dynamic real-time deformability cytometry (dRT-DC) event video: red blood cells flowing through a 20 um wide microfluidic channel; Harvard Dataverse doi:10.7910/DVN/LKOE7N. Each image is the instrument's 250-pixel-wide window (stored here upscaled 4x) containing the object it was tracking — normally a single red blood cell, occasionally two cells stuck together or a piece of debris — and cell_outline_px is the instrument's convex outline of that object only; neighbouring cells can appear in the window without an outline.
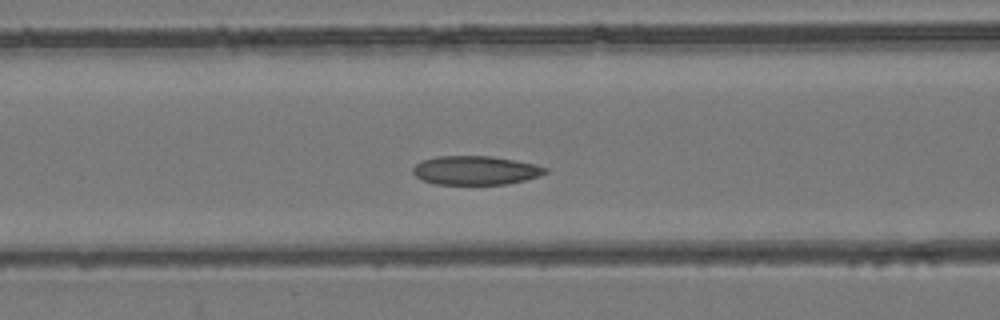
{"species": "common noctule bat (a hibernating species)", "species_latin": "Nyctalus noctula", "temperature_condition": "room temperature", "stored_images_in_passage": 52, "camera_frame_rate_fps": 3000, "um_per_image_px": 0.085, "animal": {"sex": "female", "body_mass_g": 24.6, "forearm_length_mm": 56.2}, "frame": {"image": 1, "passage_image": 19, "time_ms": 6.0, "image_size_px": [1000, 320], "cell_outline_px": [[548, 172], [540, 176], [508, 184], [436, 184], [424, 180], [416, 176], [412, 172], [412, 168], [416, 164], [424, 160], [436, 156], [492, 156], [536, 164], [548, 168]], "centroid_in_image_um": [40.45, 14.47], "position_along_channel_um": 126.1, "area_um2": 22.25}}
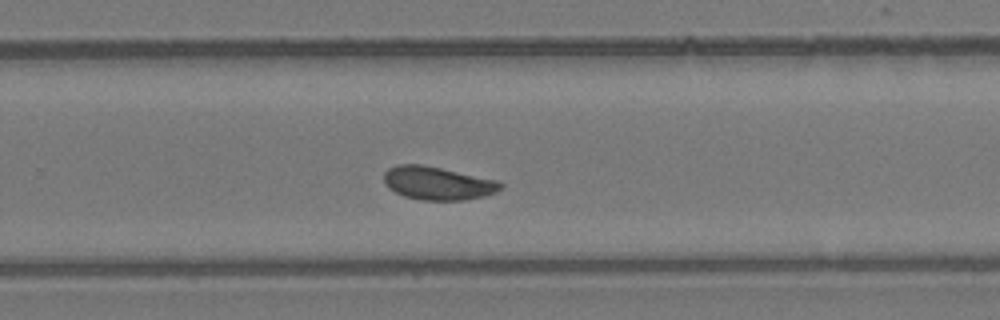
{"frame": {"image": 2, "passage_image": 32, "time_ms": 10.333, "image_size_px": [1000, 320], "cell_outline_px": [[504, 184], [496, 192], [484, 196], [464, 200], [420, 200], [404, 196], [388, 188], [384, 184], [384, 172], [388, 168], [396, 164], [420, 164], [440, 168], [496, 180]], "centroid_in_image_um": [37.15, 15.57], "position_along_channel_um": 292.6, "area_um2": 22.48}}
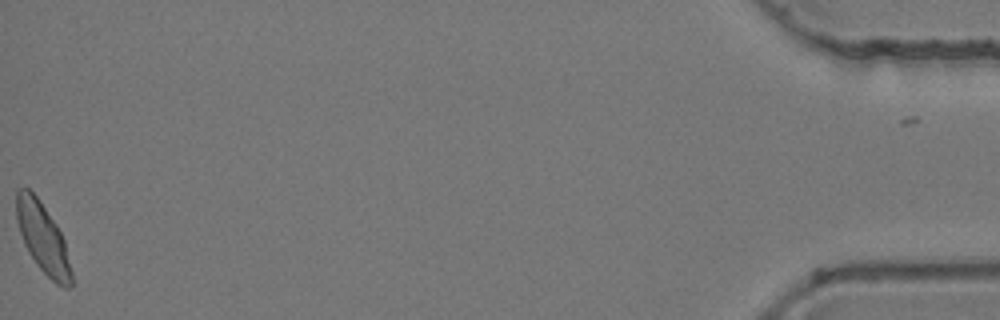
{"frame": {"image": 3, "passage_image": 51, "time_ms": 16.667, "image_size_px": [1000, 320], "cell_outline_px": [[72, 284], [68, 288], [64, 288], [56, 284], [36, 264], [28, 252], [24, 244], [16, 220], [16, 188], [28, 188], [40, 200], [56, 224], [64, 240], [72, 272]], "centroid_in_image_um": [3.63, 20.23], "position_along_channel_um": 431.6, "area_um2": 22.37}, "authors_computed_cell_mechanics": {"area_um2": 22.5131, "velocity_mm_per_s": 3.8558, "shape_relaxation_time_tau1_ms": null, "shape_relaxation_time_tau2_ms": 2.2851, "deformation_change_tau1": null, "deformation_change_tau2": 0.0777}}